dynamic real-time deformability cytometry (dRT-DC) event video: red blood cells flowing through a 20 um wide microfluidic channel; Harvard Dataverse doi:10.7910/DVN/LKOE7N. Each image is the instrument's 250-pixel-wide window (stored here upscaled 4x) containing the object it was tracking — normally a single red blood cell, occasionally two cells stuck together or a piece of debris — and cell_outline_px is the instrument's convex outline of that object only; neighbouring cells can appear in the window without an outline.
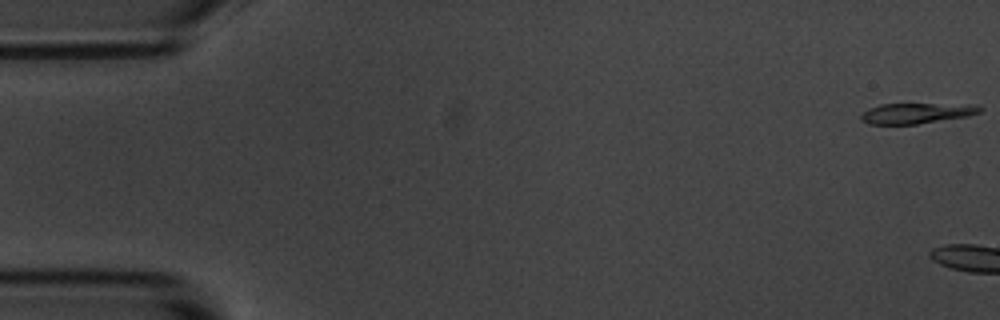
{"species": "common noctule bat (a hibernating species)", "species_latin": "Nyctalus noctula", "temperature_condition": "room temperature", "stored_images_in_passage": 4, "camera_frame_rate_fps": 3000, "um_per_image_px": 0.085, "animal": {"sex": "male", "body_mass_g": 20.1, "forearm_length_mm": 53.5}, "frame": {"image": 1, "passage_image": 1, "time_ms": 0.0, "image_size_px": [1000, 320], "cell_outline_px": [[984, 108], [980, 112], [968, 116], [916, 124], [868, 124], [860, 120], [860, 116], [868, 108], [880, 104], [980, 104]], "centroid_in_image_um": [77.93, 9.61], "position_along_channel_um": 7.1, "area_um2": 14.33}}